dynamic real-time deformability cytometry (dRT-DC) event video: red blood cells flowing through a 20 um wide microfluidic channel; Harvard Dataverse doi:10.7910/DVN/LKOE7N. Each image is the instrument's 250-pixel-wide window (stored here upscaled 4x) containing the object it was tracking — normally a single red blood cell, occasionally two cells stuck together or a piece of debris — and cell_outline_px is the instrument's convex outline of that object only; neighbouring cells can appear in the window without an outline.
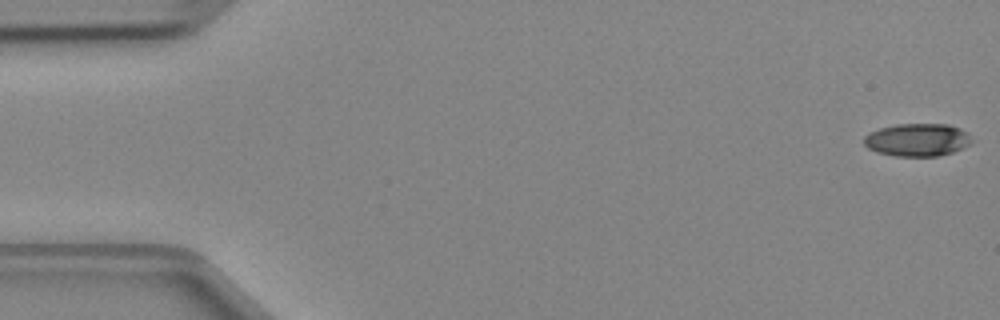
{"species": "Egyptian fruit bat (a non-hibernating species)", "species_latin": "Rousettus aegyptiacus", "temperature_condition": "cold", "stored_images_in_passage": 47, "camera_frame_rate_fps": 3000, "um_per_image_px": 0.085, "animal": {"sex": "female"}, "frame": {"image": 1, "passage_image": 1, "time_ms": 0.0, "image_size_px": [1000, 320], "cell_outline_px": [[972, 140], [968, 144], [952, 152], [940, 156], [892, 156], [876, 152], [868, 148], [864, 144], [864, 136], [868, 132], [880, 128], [896, 124], [948, 124], [960, 128], [968, 132]], "centroid_in_image_um": [77.94, 11.88], "position_along_channel_um": 7.1, "area_um2": 20.69}}
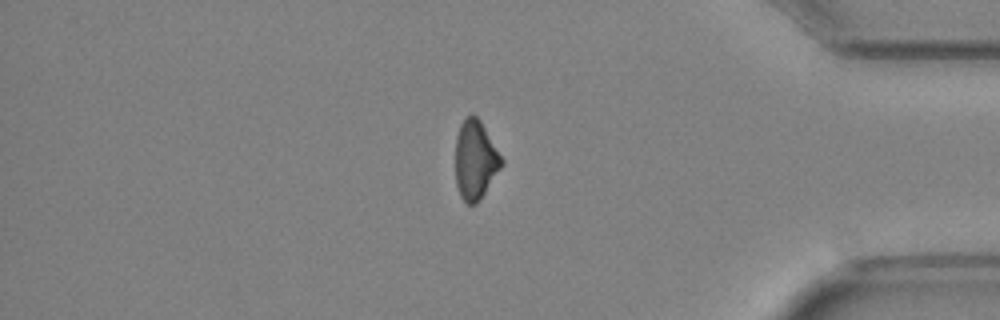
{"frame": {"image": 2, "passage_image": 40, "time_ms": 13.0, "image_size_px": [1000, 320], "cell_outline_px": [[504, 164], [476, 204], [468, 204], [460, 196], [456, 184], [456, 136], [460, 124], [472, 112], [480, 120], [504, 160]], "centroid_in_image_um": [40.41, 13.58], "position_along_channel_um": 394.8, "area_um2": 21.1}}
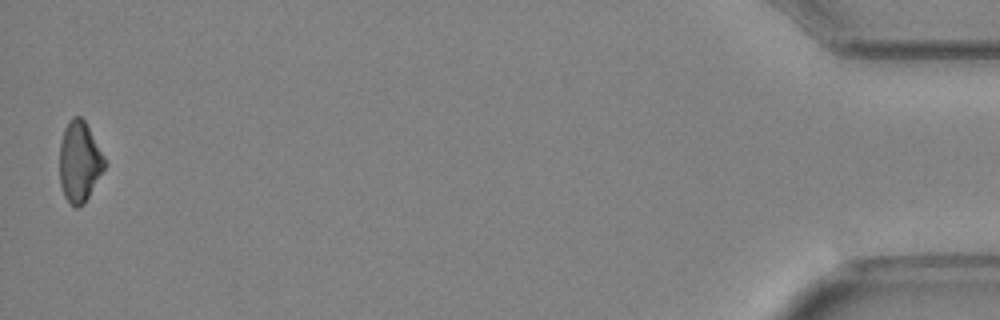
{"frame": {"image": 3, "passage_image": 47, "time_ms": 15.333, "image_size_px": [1000, 320], "cell_outline_px": [[104, 168], [84, 204], [76, 208], [64, 196], [60, 184], [60, 144], [64, 128], [68, 120], [72, 116], [80, 116], [84, 120], [104, 156]], "centroid_in_image_um": [6.73, 13.73], "position_along_channel_um": 428.5, "area_um2": 20.81}}